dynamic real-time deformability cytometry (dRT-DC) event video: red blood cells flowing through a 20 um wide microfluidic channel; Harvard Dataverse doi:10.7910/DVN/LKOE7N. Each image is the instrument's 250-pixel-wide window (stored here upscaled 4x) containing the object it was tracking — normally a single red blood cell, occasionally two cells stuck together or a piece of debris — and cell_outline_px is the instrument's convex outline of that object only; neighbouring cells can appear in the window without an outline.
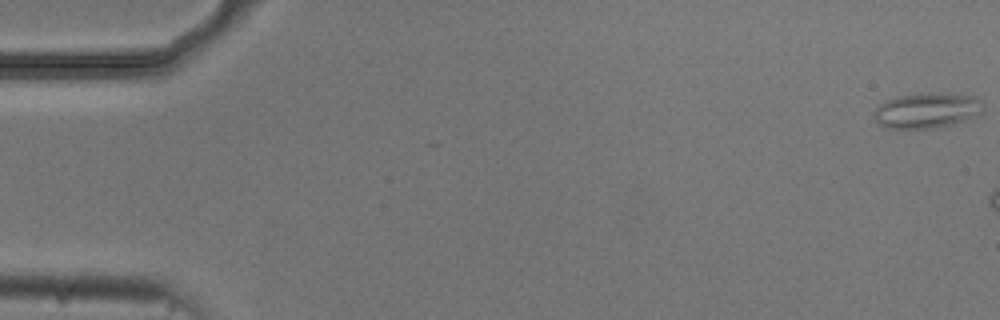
{"species": "common noctule bat (a hibernating species)", "species_latin": "Nyctalus noctula", "temperature_condition": "cold", "stored_images_in_passage": 7, "camera_frame_rate_fps": 3000, "um_per_image_px": 0.085, "animal": {"sex": "male", "body_mass_g": 20.5, "forearm_length_mm": 52.5}, "frame": {"image": 1, "passage_image": 1, "time_ms": 0.0, "image_size_px": [1000, 320], "cell_outline_px": [[984, 108], [980, 112], [964, 120], [952, 124], [936, 128], [888, 128], [876, 124], [872, 116], [876, 108], [880, 104], [896, 96], [976, 96], [980, 100]], "centroid_in_image_um": [78.7, 9.46], "position_along_channel_um": 6.3, "area_um2": 21.33}}